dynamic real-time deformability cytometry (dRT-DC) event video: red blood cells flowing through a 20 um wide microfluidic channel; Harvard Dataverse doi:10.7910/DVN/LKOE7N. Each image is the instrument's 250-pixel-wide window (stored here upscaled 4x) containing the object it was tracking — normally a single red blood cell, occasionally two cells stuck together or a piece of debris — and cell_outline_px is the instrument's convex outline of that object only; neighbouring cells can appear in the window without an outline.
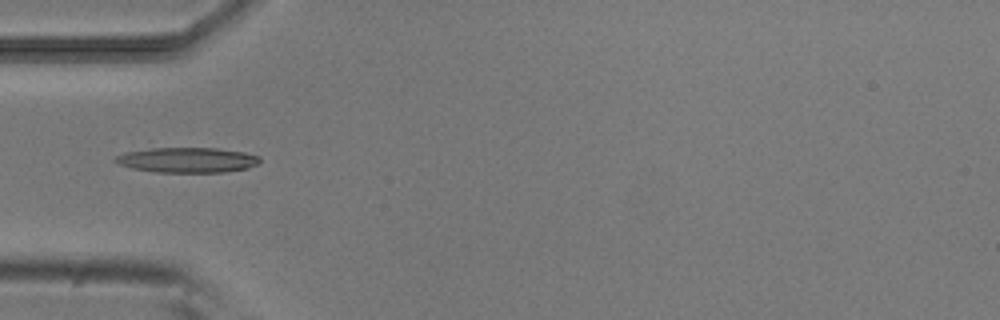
{"species": "common noctule bat (a hibernating species)", "species_latin": "Nyctalus noctula", "temperature_condition": "room temperature", "stored_images_in_passage": 53, "camera_frame_rate_fps": 3000, "um_per_image_px": 0.085, "animal": {"sex": "male", "body_mass_g": 20.5, "forearm_length_mm": 52.5}, "frame": {"image": 1, "passage_image": 17, "time_ms": 5.333, "image_size_px": [1000, 320], "cell_outline_px": [[260, 164], [248, 168], [224, 172], [156, 172], [132, 168], [120, 164], [112, 160], [116, 156], [124, 152], [152, 148], [216, 148], [244, 152], [260, 156]], "centroid_in_image_um": [15.94, 13.6], "position_along_channel_um": 69.1, "area_um2": 21.21}}
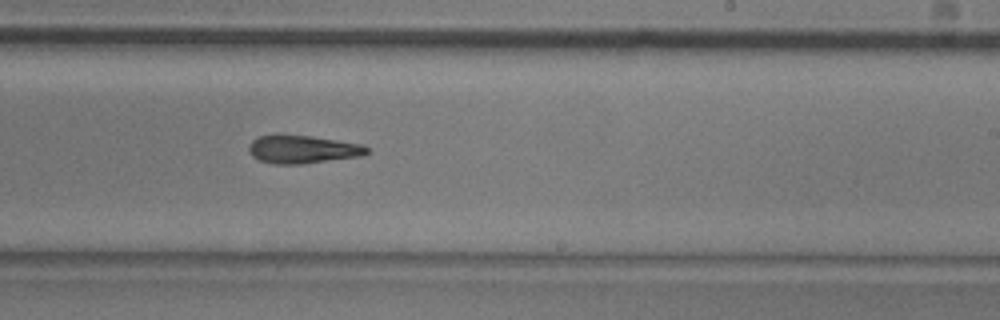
{"frame": {"image": 2, "passage_image": 32, "time_ms": 10.333, "image_size_px": [1000, 320], "cell_outline_px": [[368, 152], [364, 156], [300, 164], [272, 164], [260, 160], [252, 156], [248, 152], [248, 148], [252, 140], [260, 136], [276, 132], [280, 132], [312, 136], [364, 144], [368, 148]], "centroid_in_image_um": [25.7, 12.66], "position_along_channel_um": 263.3, "area_um2": 20.0}}
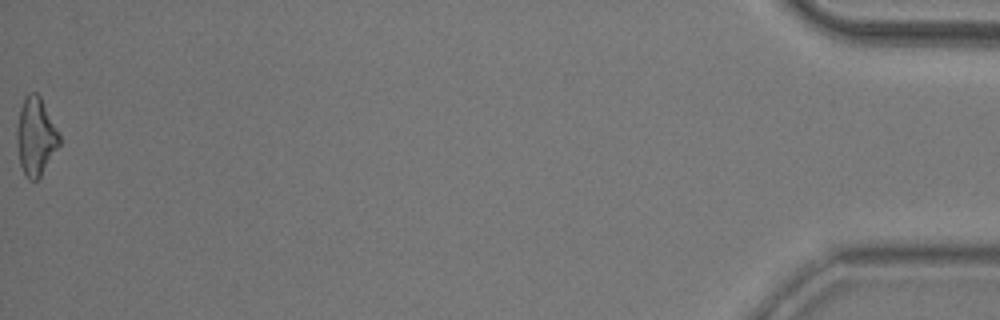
{"frame": {"image": 3, "passage_image": 53, "time_ms": 17.333, "image_size_px": [1000, 320], "cell_outline_px": [[60, 144], [40, 176], [36, 180], [28, 180], [24, 176], [20, 164], [16, 140], [16, 128], [20, 108], [24, 96], [28, 92], [36, 92], [40, 96], [60, 136]], "centroid_in_image_um": [3.0, 11.6], "position_along_channel_um": 432.2, "area_um2": 19.25}, "authors_computed_cell_mechanics": {"area_um2": 20.0566, "velocity_mm_per_s": 3.8674, "shape_relaxation_time_tau1_ms": 9.896, "shape_relaxation_time_tau2_ms": 4.6751, "deformation_change_tau1": 0.2308, "deformation_change_tau2": 0.1802}}